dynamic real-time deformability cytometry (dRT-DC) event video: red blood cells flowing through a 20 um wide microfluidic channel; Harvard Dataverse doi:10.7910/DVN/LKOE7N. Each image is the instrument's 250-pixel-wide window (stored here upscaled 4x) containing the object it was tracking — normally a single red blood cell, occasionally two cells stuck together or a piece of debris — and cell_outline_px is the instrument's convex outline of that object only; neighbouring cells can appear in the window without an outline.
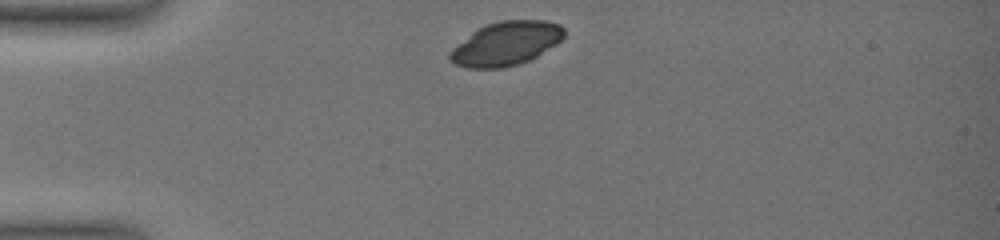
{"species": "common noctule bat (a hibernating species)", "species_latin": "Nyctalus noctula", "temperature_condition": "warm", "stored_images_in_passage": 3, "camera_frame_rate_fps": 3000, "um_per_image_px": 0.085, "animal": {"sex": "female", "body_mass_g": 19.0, "forearm_length_mm": 51.5}, "frame": {"image": 1, "passage_image": 1, "time_ms": 0.0, "image_size_px": [1000, 240], "cell_outline_px": [[564, 36], [556, 44], [536, 56], [520, 64], [504, 68], [468, 68], [456, 64], [448, 56], [448, 52], [452, 48], [476, 28], [484, 24], [500, 20], [544, 20], [560, 24], [564, 28]], "centroid_in_image_um": [42.99, 3.69], "position_along_channel_um": 42.0, "area_um2": 29.25}}
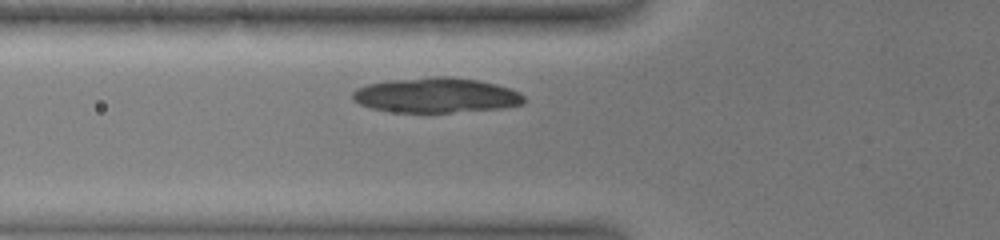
{"frame": {"image": 2, "passage_image": 3, "time_ms": 2.333, "image_size_px": [1000, 240], "cell_outline_px": [[524, 104], [504, 108], [452, 112], [392, 112], [372, 108], [360, 104], [352, 100], [352, 92], [356, 88], [368, 84], [388, 80], [432, 76], [452, 76], [476, 80], [496, 84], [520, 92], [524, 96]], "centroid_in_image_um": [37.06, 8.09], "position_along_channel_um": 88.7, "area_um2": 35.14}}